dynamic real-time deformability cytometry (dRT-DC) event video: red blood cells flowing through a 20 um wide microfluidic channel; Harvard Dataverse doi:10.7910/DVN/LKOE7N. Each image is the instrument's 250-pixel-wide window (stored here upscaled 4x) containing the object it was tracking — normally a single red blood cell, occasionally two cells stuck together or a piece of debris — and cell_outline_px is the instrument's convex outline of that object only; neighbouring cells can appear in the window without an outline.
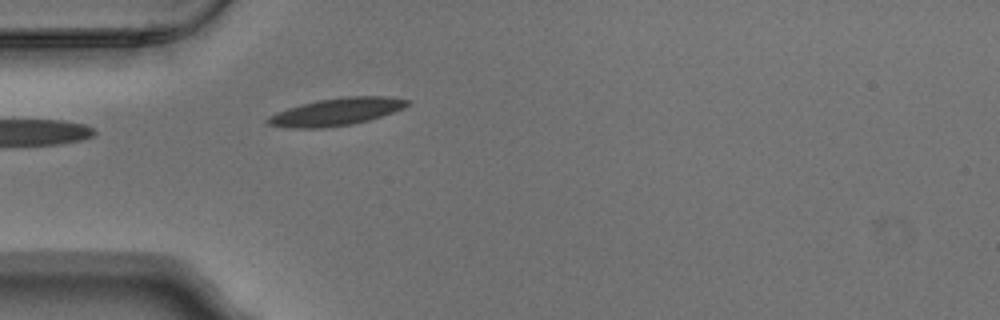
{"species": "Egyptian fruit bat (a non-hibernating species)", "species_latin": "Rousettus aegyptiacus", "temperature_condition": "warm", "stored_images_in_passage": 3, "camera_frame_rate_fps": 3000, "um_per_image_px": 0.085, "animal": {"sex": "male"}, "frame": {"image": 1, "passage_image": 3, "time_ms": 0.667, "image_size_px": [1000, 320], "cell_outline_px": [[412, 104], [404, 108], [368, 120], [352, 124], [324, 128], [292, 128], [268, 124], [264, 120], [268, 116], [276, 112], [300, 104], [316, 100], [344, 96], [388, 96], [412, 100]], "centroid_in_image_um": [28.61, 9.49], "position_along_channel_um": 56.4, "area_um2": 22.48}}